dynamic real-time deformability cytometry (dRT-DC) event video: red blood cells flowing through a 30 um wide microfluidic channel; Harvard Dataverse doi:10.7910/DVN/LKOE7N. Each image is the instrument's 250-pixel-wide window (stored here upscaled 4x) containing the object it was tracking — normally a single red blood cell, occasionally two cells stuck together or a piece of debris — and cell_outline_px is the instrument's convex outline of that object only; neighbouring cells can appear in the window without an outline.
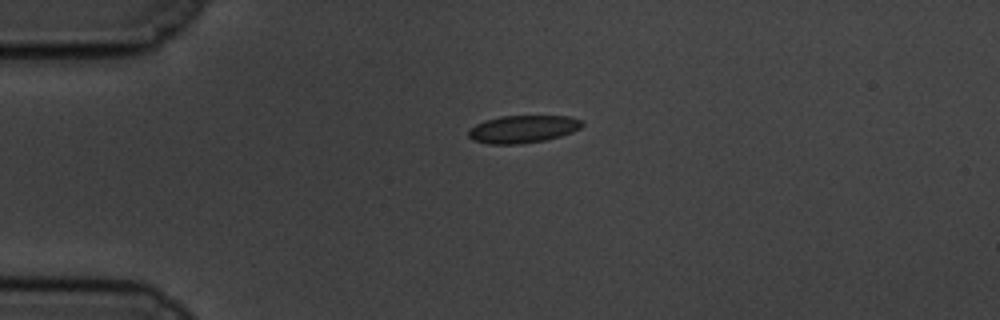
{"species": "common noctule bat (a hibernating species)", "species_latin": "Nyctalus noctula", "temperature_condition": "cold", "stored_images_in_passage": 45, "camera_frame_rate_fps": 3000, "um_per_image_px": 0.085, "animal": {"sex": "male", "body_mass_g": 19.5, "forearm_length_mm": 54.6}, "frame": {"image": 1, "passage_image": 1, "time_ms": 0.0, "image_size_px": [1000, 320], "cell_outline_px": [[584, 124], [580, 128], [572, 132], [560, 136], [544, 140], [520, 144], [488, 144], [472, 140], [468, 136], [468, 132], [476, 124], [484, 120], [500, 116], [572, 116], [580, 120]], "centroid_in_image_um": [44.43, 10.97], "position_along_channel_um": 40.6, "area_um2": 18.26}}
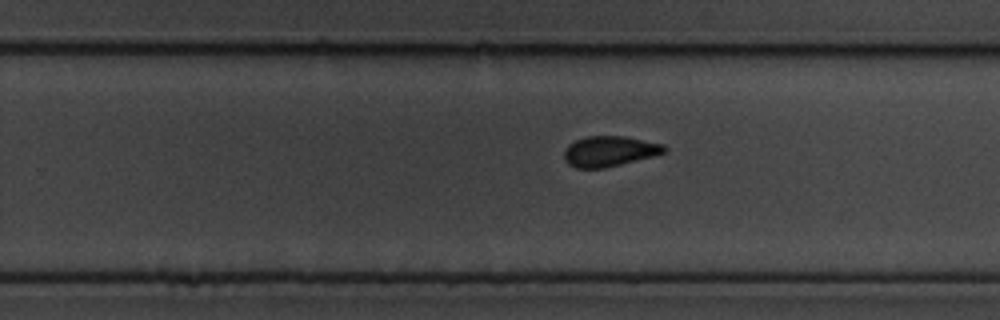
{"frame": {"image": 2, "passage_image": 24, "time_ms": 7.667, "image_size_px": [1000, 320], "cell_outline_px": [[668, 148], [664, 152], [652, 156], [604, 168], [576, 168], [568, 164], [564, 160], [564, 152], [568, 144], [576, 140], [588, 136], [624, 136], [664, 144]], "centroid_in_image_um": [51.78, 12.85], "position_along_channel_um": 278.0, "area_um2": 17.63}}
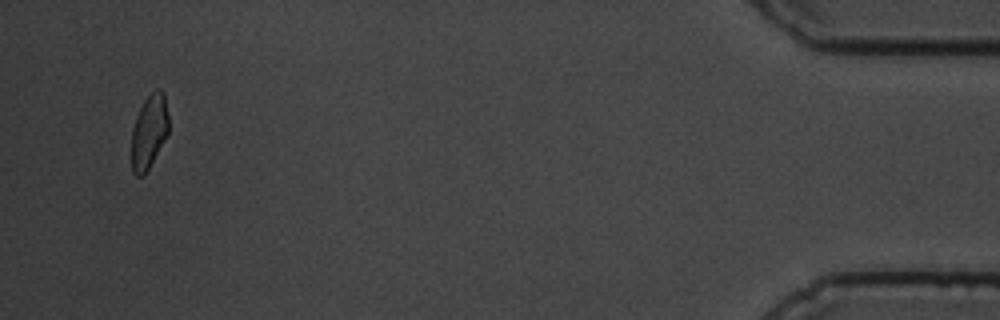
{"frame": {"image": 3, "passage_image": 43, "time_ms": 14.0, "image_size_px": [1000, 320], "cell_outline_px": [[168, 132], [144, 176], [136, 176], [132, 172], [132, 128], [136, 116], [144, 100], [156, 88], [160, 88], [164, 92], [168, 116]], "centroid_in_image_um": [12.66, 11.17], "position_along_channel_um": 422.5, "area_um2": 15.84}, "authors_computed_cell_mechanics": {"area_um2": 17.7446, "velocity_mm_per_s": 3.4816, "shape_relaxation_time_tau1_ms": 5.2705, "shape_relaxation_time_tau2_ms": 2.4375, "deformation_change_tau1": 0.0907, "deformation_change_tau2": 0.0514}}